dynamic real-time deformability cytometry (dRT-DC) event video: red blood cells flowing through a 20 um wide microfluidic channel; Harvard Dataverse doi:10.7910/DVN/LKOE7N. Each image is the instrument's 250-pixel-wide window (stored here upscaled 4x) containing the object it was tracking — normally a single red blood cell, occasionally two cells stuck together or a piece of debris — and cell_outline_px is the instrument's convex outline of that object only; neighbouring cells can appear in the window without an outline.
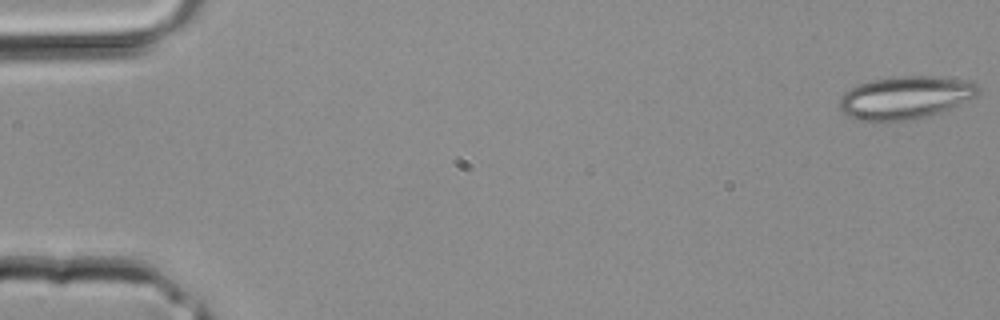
{"species": "common noctule bat (a hibernating species)", "species_latin": "Nyctalus noctula", "temperature_condition": "room temperature", "stored_images_in_passage": 3, "camera_frame_rate_fps": 3000, "um_per_image_px": 0.085, "animal": {"sex": "male", "body_mass_g": 20.4}, "frame": {"image": 1, "passage_image": 3, "time_ms": 0.667, "image_size_px": [1000, 320], "cell_outline_px": [[980, 92], [976, 96], [940, 112], [928, 116], [888, 124], [872, 124], [852, 120], [840, 108], [840, 96], [844, 92], [856, 84], [888, 76], [932, 76], [972, 80], [980, 88]], "centroid_in_image_um": [76.88, 8.33], "position_along_channel_um": 8.1, "area_um2": 35.78}}